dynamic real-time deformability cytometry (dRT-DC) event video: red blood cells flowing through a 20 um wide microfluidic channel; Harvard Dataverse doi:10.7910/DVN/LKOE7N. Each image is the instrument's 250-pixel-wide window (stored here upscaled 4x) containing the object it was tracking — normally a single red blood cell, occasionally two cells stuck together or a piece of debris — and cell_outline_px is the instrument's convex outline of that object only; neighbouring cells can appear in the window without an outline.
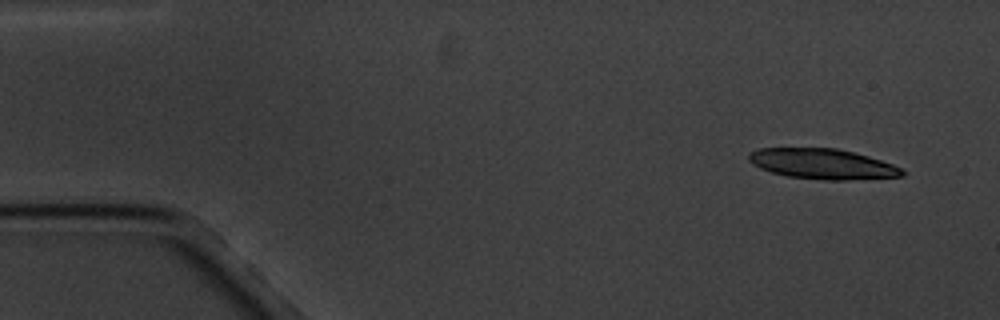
{"species": "common noctule bat (a hibernating species)", "species_latin": "Nyctalus noctula", "temperature_condition": "cold", "stored_images_in_passage": 10, "camera_frame_rate_fps": 3000, "um_per_image_px": 0.085, "animal": {"sex": "male", "body_mass_g": 20.1, "forearm_length_mm": 53.5}, "frame": {"image": 1, "passage_image": 1, "time_ms": 0.0, "image_size_px": [1000, 320], "cell_outline_px": [[908, 172], [904, 176], [848, 180], [824, 180], [788, 176], [772, 172], [760, 168], [752, 164], [748, 160], [748, 152], [756, 148], [836, 148], [868, 156], [892, 164]], "centroid_in_image_um": [69.89, 13.93], "position_along_channel_um": 15.1, "area_um2": 27.17}}
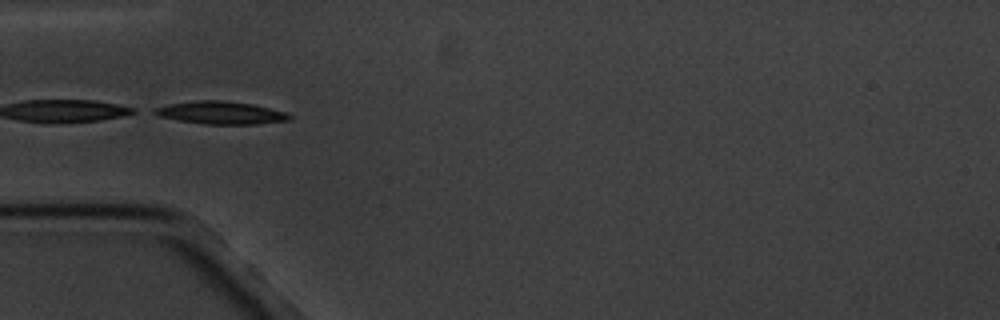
{"frame": {"image": 2, "passage_image": 5, "time_ms": 4.667, "image_size_px": [1000, 320], "cell_outline_px": [[292, 120], [256, 124], [204, 124], [180, 120], [160, 116], [152, 112], [152, 108], [168, 104], [196, 100], [220, 100], [252, 104], [288, 112], [292, 116]], "centroid_in_image_um": [18.8, 9.58], "position_along_channel_um": 66.2, "area_um2": 17.92}}
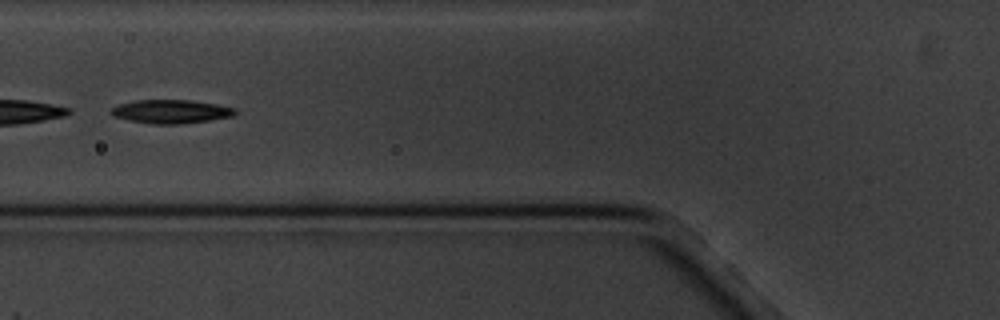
{"frame": {"image": 3, "passage_image": 6, "time_ms": 6.0, "image_size_px": [1000, 320], "cell_outline_px": [[236, 112], [232, 116], [208, 120], [180, 124], [152, 124], [128, 120], [112, 116], [108, 112], [112, 108], [120, 104], [136, 100], [192, 100], [216, 104], [236, 108]], "centroid_in_image_um": [14.5, 9.48], "position_along_channel_um": 111.3, "area_um2": 17.05}}